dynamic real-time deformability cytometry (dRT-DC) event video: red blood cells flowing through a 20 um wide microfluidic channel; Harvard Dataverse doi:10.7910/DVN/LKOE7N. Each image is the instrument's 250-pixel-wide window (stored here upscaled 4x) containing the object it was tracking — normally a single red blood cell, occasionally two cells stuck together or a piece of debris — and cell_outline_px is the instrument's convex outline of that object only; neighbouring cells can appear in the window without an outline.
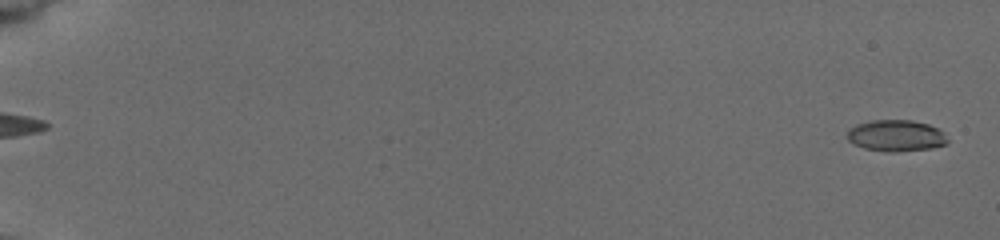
{"species": "common noctule bat (a hibernating species)", "species_latin": "Nyctalus noctula", "temperature_condition": "cold", "stored_images_in_passage": 9, "camera_frame_rate_fps": 3000, "um_per_image_px": 0.085, "animal": {"sex": "female", "body_mass_g": 19.5, "forearm_length_mm": 54.1}, "frame": {"image": 1, "passage_image": 1, "time_ms": 0.0, "image_size_px": [1000, 240], "cell_outline_px": [[948, 140], [944, 144], [932, 148], [896, 152], [888, 152], [864, 148], [848, 140], [848, 128], [856, 124], [872, 120], [912, 120], [928, 124], [944, 132]], "centroid_in_image_um": [76.16, 11.52], "position_along_channel_um": 8.8, "area_um2": 18.32}}